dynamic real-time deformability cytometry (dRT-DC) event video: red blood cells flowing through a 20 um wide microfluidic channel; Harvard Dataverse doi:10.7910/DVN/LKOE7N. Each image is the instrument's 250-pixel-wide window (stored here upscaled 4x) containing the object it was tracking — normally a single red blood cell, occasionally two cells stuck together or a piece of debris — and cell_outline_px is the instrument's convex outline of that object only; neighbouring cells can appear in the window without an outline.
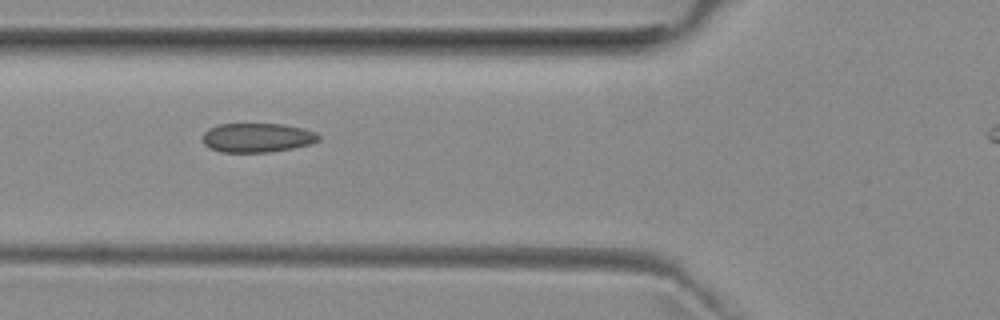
{"species": "common noctule bat (a hibernating species)", "species_latin": "Nyctalus noctula", "temperature_condition": "room temperature", "stored_images_in_passage": 30, "camera_frame_rate_fps": 3000, "um_per_image_px": 0.085, "animal": {"sex": "female", "body_mass_g": 29.2, "forearm_length_mm": 56.3}, "frame": {"image": 1, "passage_image": 3, "time_ms": 0.667, "image_size_px": [1000, 320], "cell_outline_px": [[320, 140], [312, 144], [292, 148], [268, 152], [220, 152], [208, 148], [204, 144], [204, 132], [208, 128], [220, 124], [284, 124], [304, 128], [316, 132], [320, 136]], "centroid_in_image_um": [21.89, 11.7], "position_along_channel_um": 103.9, "area_um2": 19.88}}
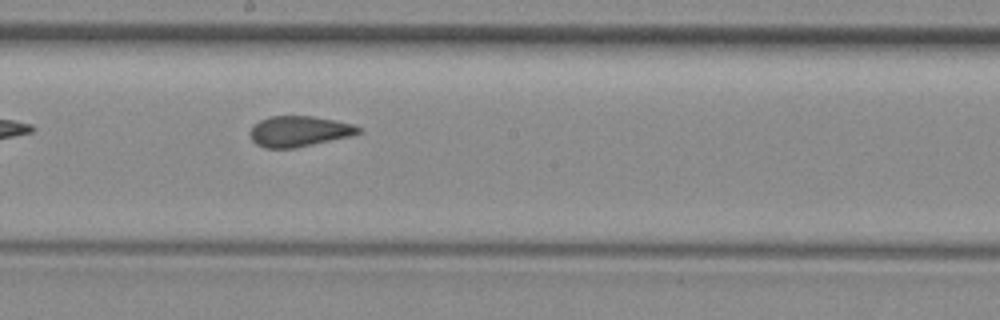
{"frame": {"image": 2, "passage_image": 12, "time_ms": 3.667, "image_size_px": [1000, 320], "cell_outline_px": [[360, 132], [348, 136], [296, 148], [264, 148], [256, 144], [252, 140], [252, 124], [268, 116], [312, 116], [336, 120], [352, 124], [360, 128]], "centroid_in_image_um": [25.38, 11.15], "position_along_channel_um": 222.8, "area_um2": 19.13}}
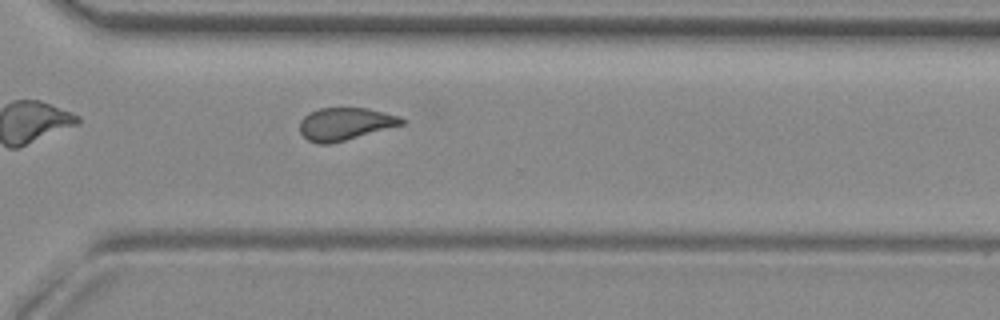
{"frame": {"image": 3, "passage_image": 21, "time_ms": 6.667, "image_size_px": [1000, 320], "cell_outline_px": [[408, 120], [404, 124], [344, 140], [328, 144], [316, 144], [308, 140], [300, 132], [300, 120], [308, 112], [320, 108], [368, 108], [400, 116]], "centroid_in_image_um": [29.34, 10.52], "position_along_channel_um": 341.3, "area_um2": 19.31}}